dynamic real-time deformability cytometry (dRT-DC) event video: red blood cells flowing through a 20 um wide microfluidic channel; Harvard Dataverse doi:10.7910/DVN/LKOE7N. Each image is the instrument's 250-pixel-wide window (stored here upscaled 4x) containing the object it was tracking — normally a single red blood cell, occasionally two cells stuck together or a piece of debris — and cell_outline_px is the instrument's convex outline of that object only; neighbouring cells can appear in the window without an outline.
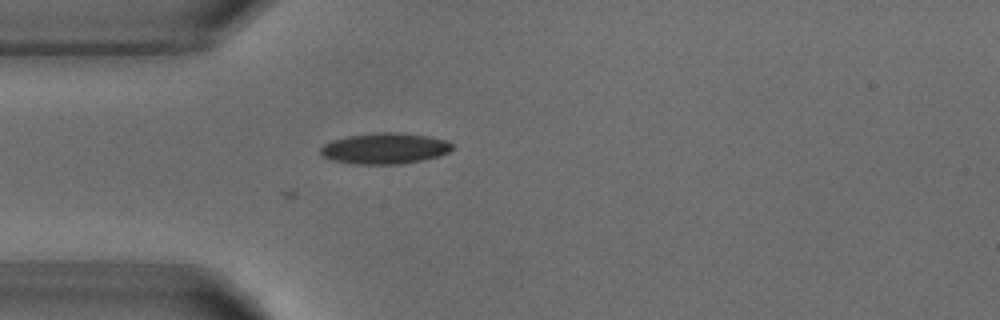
{"species": "common noctule bat (a hibernating species)", "species_latin": "Nyctalus noctula", "temperature_condition": "warm", "stored_images_in_passage": 4, "camera_frame_rate_fps": 3000, "um_per_image_px": 0.085, "animal": {"sex": "male", "body_mass_g": 18.8}, "frame": {"image": 1, "passage_image": 4, "time_ms": 3.667, "image_size_px": [1000, 320], "cell_outline_px": [[452, 148], [448, 152], [440, 156], [424, 160], [400, 164], [356, 164], [336, 160], [324, 156], [320, 152], [320, 148], [324, 144], [332, 140], [348, 136], [376, 132], [400, 132], [428, 136], [444, 140], [452, 144]], "centroid_in_image_um": [32.73, 12.61], "position_along_channel_um": 52.3, "area_um2": 23.64}}